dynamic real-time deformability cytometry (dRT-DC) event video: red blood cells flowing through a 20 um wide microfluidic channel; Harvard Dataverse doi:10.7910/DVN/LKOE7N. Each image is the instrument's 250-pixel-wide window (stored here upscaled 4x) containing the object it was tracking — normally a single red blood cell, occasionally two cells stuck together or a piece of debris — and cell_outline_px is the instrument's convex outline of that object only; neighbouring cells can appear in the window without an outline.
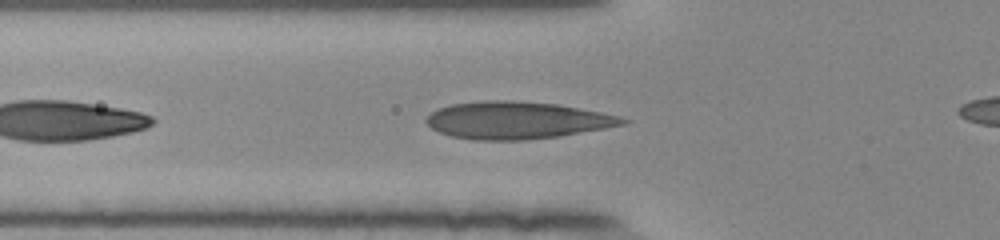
{"species": "human", "species_latin": "Homo sapiens", "temperature_condition": "room temperature", "stored_images_in_passage": 33, "camera_frame_rate_fps": 3000, "um_per_image_px": 0.085, "donor": {"sex": "female"}, "frame": {"image": 1, "passage_image": 4, "time_ms": 1.0, "image_size_px": [1000, 240], "cell_outline_px": [[632, 120], [628, 124], [560, 136], [524, 140], [472, 140], [452, 136], [440, 132], [432, 128], [424, 120], [432, 112], [440, 108], [452, 104], [484, 100], [508, 100], [556, 104], [600, 112], [620, 116]], "centroid_in_image_um": [43.97, 10.23], "position_along_channel_um": 81.8, "area_um2": 42.54}}
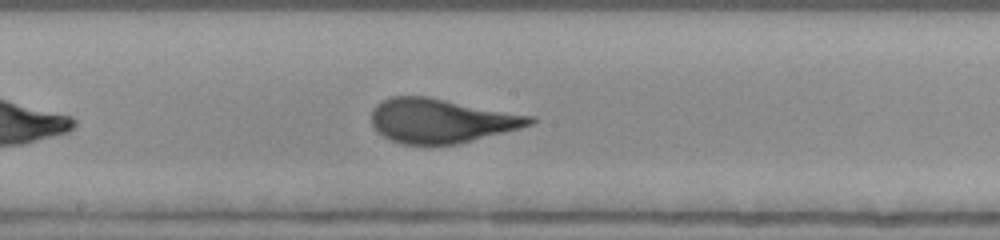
{"frame": {"image": 2, "passage_image": 14, "time_ms": 4.333, "image_size_px": [1000, 240], "cell_outline_px": [[536, 120], [532, 124], [520, 128], [456, 144], [400, 144], [388, 140], [372, 124], [372, 108], [376, 104], [388, 96], [428, 96], [536, 116]], "centroid_in_image_um": [37.51, 10.24], "position_along_channel_um": 210.7, "area_um2": 40.98}}
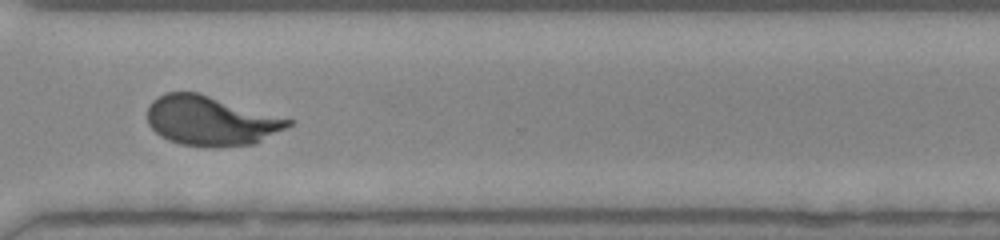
{"frame": {"image": 3, "passage_image": 25, "time_ms": 8.0, "image_size_px": [1000, 240], "cell_outline_px": [[296, 120], [292, 124], [256, 144], [212, 148], [180, 144], [168, 140], [160, 136], [148, 124], [148, 104], [152, 100], [164, 92], [196, 92]], "centroid_in_image_um": [17.92, 10.28], "position_along_channel_um": 352.7, "area_um2": 40.98}}